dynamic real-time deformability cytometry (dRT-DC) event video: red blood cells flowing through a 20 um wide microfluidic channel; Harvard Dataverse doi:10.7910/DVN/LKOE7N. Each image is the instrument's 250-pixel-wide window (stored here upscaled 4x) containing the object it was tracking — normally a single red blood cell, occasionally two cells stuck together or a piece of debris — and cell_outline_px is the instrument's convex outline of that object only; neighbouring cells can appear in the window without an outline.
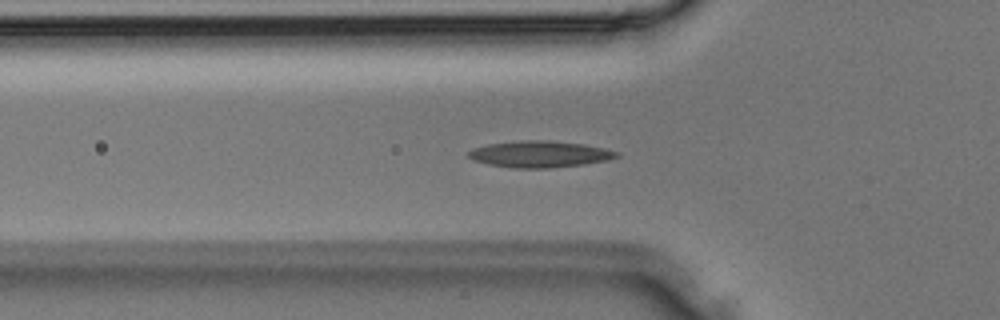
{"species": "Egyptian fruit bat (a non-hibernating species)", "species_latin": "Rousettus aegyptiacus", "temperature_condition": "room temperature", "stored_images_in_passage": 31, "camera_frame_rate_fps": 3000, "um_per_image_px": 0.085, "animal": {"sex": "male"}, "frame": {"image": 1, "passage_image": 11, "time_ms": 3.333, "image_size_px": [1000, 320], "cell_outline_px": [[620, 156], [608, 160], [584, 164], [548, 168], [516, 168], [492, 164], [472, 160], [468, 156], [468, 152], [472, 148], [488, 144], [520, 140], [548, 140], [584, 144], [604, 148], [620, 152]], "centroid_in_image_um": [45.9, 13.09], "position_along_channel_um": 79.9, "area_um2": 22.83}}
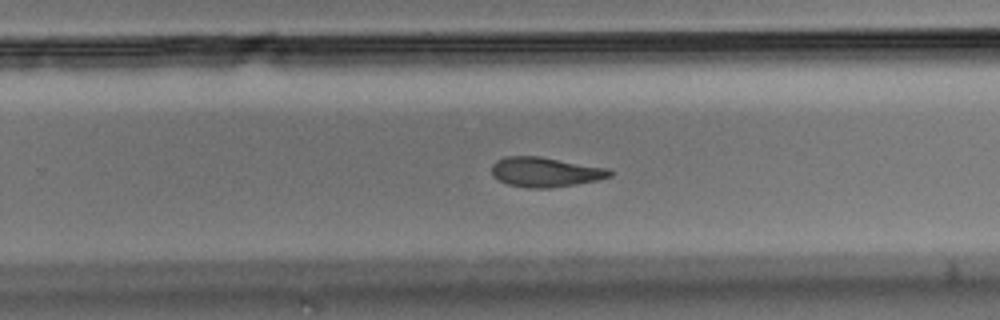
{"frame": {"image": 2, "passage_image": 22, "time_ms": 7.0, "image_size_px": [1000, 320], "cell_outline_px": [[612, 176], [596, 180], [576, 184], [548, 188], [528, 188], [508, 184], [492, 176], [492, 164], [496, 160], [508, 156], [540, 156], [608, 168], [612, 172]], "centroid_in_image_um": [46.34, 14.62], "position_along_channel_um": 283.5, "area_um2": 20.4}}
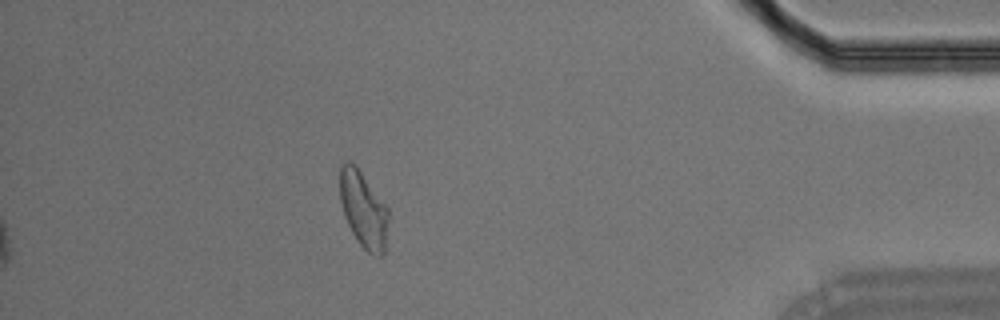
{"frame": {"image": 3, "passage_image": 31, "time_ms": 10.0, "image_size_px": [1000, 320], "cell_outline_px": [[388, 220], [384, 252], [380, 256], [368, 252], [360, 244], [352, 232], [344, 216], [340, 200], [340, 164], [344, 160], [348, 160], [356, 164], [388, 208]], "centroid_in_image_um": [30.87, 17.74], "position_along_channel_um": 404.3, "area_um2": 21.56}}